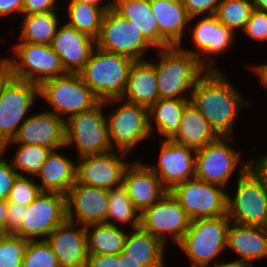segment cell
I'll return each mask as SVG.
<instances>
[{
    "mask_svg": "<svg viewBox=\"0 0 267 267\" xmlns=\"http://www.w3.org/2000/svg\"><path fill=\"white\" fill-rule=\"evenodd\" d=\"M7 206H8L7 200L0 198V234H5Z\"/></svg>",
    "mask_w": 267,
    "mask_h": 267,
    "instance_id": "cell-52",
    "label": "cell"
},
{
    "mask_svg": "<svg viewBox=\"0 0 267 267\" xmlns=\"http://www.w3.org/2000/svg\"><path fill=\"white\" fill-rule=\"evenodd\" d=\"M191 219L169 191L140 215V228L165 244L177 245L190 226Z\"/></svg>",
    "mask_w": 267,
    "mask_h": 267,
    "instance_id": "cell-13",
    "label": "cell"
},
{
    "mask_svg": "<svg viewBox=\"0 0 267 267\" xmlns=\"http://www.w3.org/2000/svg\"><path fill=\"white\" fill-rule=\"evenodd\" d=\"M248 169L261 182V185L267 194V153L261 154L256 158H249Z\"/></svg>",
    "mask_w": 267,
    "mask_h": 267,
    "instance_id": "cell-46",
    "label": "cell"
},
{
    "mask_svg": "<svg viewBox=\"0 0 267 267\" xmlns=\"http://www.w3.org/2000/svg\"><path fill=\"white\" fill-rule=\"evenodd\" d=\"M232 138L219 137L196 150V178L225 188L237 167L240 170H248L249 160L244 159L240 151L233 149Z\"/></svg>",
    "mask_w": 267,
    "mask_h": 267,
    "instance_id": "cell-8",
    "label": "cell"
},
{
    "mask_svg": "<svg viewBox=\"0 0 267 267\" xmlns=\"http://www.w3.org/2000/svg\"><path fill=\"white\" fill-rule=\"evenodd\" d=\"M116 103H120V105L106 113L110 143L114 150L130 154V152H134L133 150L138 144L152 139L148 108L124 101L121 98L106 100L105 106H112Z\"/></svg>",
    "mask_w": 267,
    "mask_h": 267,
    "instance_id": "cell-5",
    "label": "cell"
},
{
    "mask_svg": "<svg viewBox=\"0 0 267 267\" xmlns=\"http://www.w3.org/2000/svg\"><path fill=\"white\" fill-rule=\"evenodd\" d=\"M96 47L125 55L134 61L146 60L143 56L153 48L139 30L112 7L104 15Z\"/></svg>",
    "mask_w": 267,
    "mask_h": 267,
    "instance_id": "cell-12",
    "label": "cell"
},
{
    "mask_svg": "<svg viewBox=\"0 0 267 267\" xmlns=\"http://www.w3.org/2000/svg\"><path fill=\"white\" fill-rule=\"evenodd\" d=\"M111 7L139 30L154 51L158 49V22L150 0H111Z\"/></svg>",
    "mask_w": 267,
    "mask_h": 267,
    "instance_id": "cell-30",
    "label": "cell"
},
{
    "mask_svg": "<svg viewBox=\"0 0 267 267\" xmlns=\"http://www.w3.org/2000/svg\"><path fill=\"white\" fill-rule=\"evenodd\" d=\"M122 100L149 108L159 97L155 67L148 60L134 61Z\"/></svg>",
    "mask_w": 267,
    "mask_h": 267,
    "instance_id": "cell-27",
    "label": "cell"
},
{
    "mask_svg": "<svg viewBox=\"0 0 267 267\" xmlns=\"http://www.w3.org/2000/svg\"><path fill=\"white\" fill-rule=\"evenodd\" d=\"M37 96L39 86L25 80L13 77L5 86L0 96V148L16 137Z\"/></svg>",
    "mask_w": 267,
    "mask_h": 267,
    "instance_id": "cell-11",
    "label": "cell"
},
{
    "mask_svg": "<svg viewBox=\"0 0 267 267\" xmlns=\"http://www.w3.org/2000/svg\"><path fill=\"white\" fill-rule=\"evenodd\" d=\"M60 267H85L88 251L85 226L66 220L47 237Z\"/></svg>",
    "mask_w": 267,
    "mask_h": 267,
    "instance_id": "cell-21",
    "label": "cell"
},
{
    "mask_svg": "<svg viewBox=\"0 0 267 267\" xmlns=\"http://www.w3.org/2000/svg\"><path fill=\"white\" fill-rule=\"evenodd\" d=\"M190 99L160 98L148 108L149 129L170 140L178 131L185 105ZM154 132V133H153Z\"/></svg>",
    "mask_w": 267,
    "mask_h": 267,
    "instance_id": "cell-31",
    "label": "cell"
},
{
    "mask_svg": "<svg viewBox=\"0 0 267 267\" xmlns=\"http://www.w3.org/2000/svg\"><path fill=\"white\" fill-rule=\"evenodd\" d=\"M13 144L40 145L51 150L65 148V121L47 109L33 113L21 125L16 137L5 143L1 150L8 152Z\"/></svg>",
    "mask_w": 267,
    "mask_h": 267,
    "instance_id": "cell-18",
    "label": "cell"
},
{
    "mask_svg": "<svg viewBox=\"0 0 267 267\" xmlns=\"http://www.w3.org/2000/svg\"><path fill=\"white\" fill-rule=\"evenodd\" d=\"M190 17L214 15L221 0H181Z\"/></svg>",
    "mask_w": 267,
    "mask_h": 267,
    "instance_id": "cell-43",
    "label": "cell"
},
{
    "mask_svg": "<svg viewBox=\"0 0 267 267\" xmlns=\"http://www.w3.org/2000/svg\"><path fill=\"white\" fill-rule=\"evenodd\" d=\"M230 223L227 215L191 220L188 230L176 245L181 253L187 255L190 267H216L220 263L217 258H222V252L227 250Z\"/></svg>",
    "mask_w": 267,
    "mask_h": 267,
    "instance_id": "cell-3",
    "label": "cell"
},
{
    "mask_svg": "<svg viewBox=\"0 0 267 267\" xmlns=\"http://www.w3.org/2000/svg\"><path fill=\"white\" fill-rule=\"evenodd\" d=\"M39 96L51 105L52 109L47 111L64 121L92 109L100 102L79 73H66L44 81L39 86Z\"/></svg>",
    "mask_w": 267,
    "mask_h": 267,
    "instance_id": "cell-7",
    "label": "cell"
},
{
    "mask_svg": "<svg viewBox=\"0 0 267 267\" xmlns=\"http://www.w3.org/2000/svg\"><path fill=\"white\" fill-rule=\"evenodd\" d=\"M122 185L140 213L169 192L157 175L144 162L137 160L126 167Z\"/></svg>",
    "mask_w": 267,
    "mask_h": 267,
    "instance_id": "cell-23",
    "label": "cell"
},
{
    "mask_svg": "<svg viewBox=\"0 0 267 267\" xmlns=\"http://www.w3.org/2000/svg\"><path fill=\"white\" fill-rule=\"evenodd\" d=\"M252 68V69H251ZM251 71L256 72L255 75H258L260 84L267 89V63H262L250 67Z\"/></svg>",
    "mask_w": 267,
    "mask_h": 267,
    "instance_id": "cell-50",
    "label": "cell"
},
{
    "mask_svg": "<svg viewBox=\"0 0 267 267\" xmlns=\"http://www.w3.org/2000/svg\"><path fill=\"white\" fill-rule=\"evenodd\" d=\"M105 101L65 121L66 147L75 146L77 158L113 151L109 139Z\"/></svg>",
    "mask_w": 267,
    "mask_h": 267,
    "instance_id": "cell-6",
    "label": "cell"
},
{
    "mask_svg": "<svg viewBox=\"0 0 267 267\" xmlns=\"http://www.w3.org/2000/svg\"><path fill=\"white\" fill-rule=\"evenodd\" d=\"M253 10V0H221L214 15L237 34V29L244 30Z\"/></svg>",
    "mask_w": 267,
    "mask_h": 267,
    "instance_id": "cell-37",
    "label": "cell"
},
{
    "mask_svg": "<svg viewBox=\"0 0 267 267\" xmlns=\"http://www.w3.org/2000/svg\"><path fill=\"white\" fill-rule=\"evenodd\" d=\"M23 21L19 31V42L50 45L61 25L55 12L22 15Z\"/></svg>",
    "mask_w": 267,
    "mask_h": 267,
    "instance_id": "cell-32",
    "label": "cell"
},
{
    "mask_svg": "<svg viewBox=\"0 0 267 267\" xmlns=\"http://www.w3.org/2000/svg\"><path fill=\"white\" fill-rule=\"evenodd\" d=\"M85 267H120L119 254H88Z\"/></svg>",
    "mask_w": 267,
    "mask_h": 267,
    "instance_id": "cell-47",
    "label": "cell"
},
{
    "mask_svg": "<svg viewBox=\"0 0 267 267\" xmlns=\"http://www.w3.org/2000/svg\"><path fill=\"white\" fill-rule=\"evenodd\" d=\"M26 210V206L8 202L5 234H15L21 228Z\"/></svg>",
    "mask_w": 267,
    "mask_h": 267,
    "instance_id": "cell-44",
    "label": "cell"
},
{
    "mask_svg": "<svg viewBox=\"0 0 267 267\" xmlns=\"http://www.w3.org/2000/svg\"><path fill=\"white\" fill-rule=\"evenodd\" d=\"M223 72L207 70L196 82L190 101L220 137H233L239 112L252 103L244 99Z\"/></svg>",
    "mask_w": 267,
    "mask_h": 267,
    "instance_id": "cell-1",
    "label": "cell"
},
{
    "mask_svg": "<svg viewBox=\"0 0 267 267\" xmlns=\"http://www.w3.org/2000/svg\"><path fill=\"white\" fill-rule=\"evenodd\" d=\"M226 249L240 256L239 260L255 263L267 259V227L229 224Z\"/></svg>",
    "mask_w": 267,
    "mask_h": 267,
    "instance_id": "cell-26",
    "label": "cell"
},
{
    "mask_svg": "<svg viewBox=\"0 0 267 267\" xmlns=\"http://www.w3.org/2000/svg\"><path fill=\"white\" fill-rule=\"evenodd\" d=\"M6 151L0 149V198L7 200L14 181L19 176L10 160L5 159Z\"/></svg>",
    "mask_w": 267,
    "mask_h": 267,
    "instance_id": "cell-42",
    "label": "cell"
},
{
    "mask_svg": "<svg viewBox=\"0 0 267 267\" xmlns=\"http://www.w3.org/2000/svg\"><path fill=\"white\" fill-rule=\"evenodd\" d=\"M68 7L62 8L67 11L68 22L65 24L97 39L101 30L102 21L106 11L111 6H96L81 2H68Z\"/></svg>",
    "mask_w": 267,
    "mask_h": 267,
    "instance_id": "cell-34",
    "label": "cell"
},
{
    "mask_svg": "<svg viewBox=\"0 0 267 267\" xmlns=\"http://www.w3.org/2000/svg\"><path fill=\"white\" fill-rule=\"evenodd\" d=\"M108 192L76 180L66 195L67 220L83 226L106 223Z\"/></svg>",
    "mask_w": 267,
    "mask_h": 267,
    "instance_id": "cell-20",
    "label": "cell"
},
{
    "mask_svg": "<svg viewBox=\"0 0 267 267\" xmlns=\"http://www.w3.org/2000/svg\"><path fill=\"white\" fill-rule=\"evenodd\" d=\"M16 235L29 241L46 240L48 235L67 220L66 196L41 192L27 207Z\"/></svg>",
    "mask_w": 267,
    "mask_h": 267,
    "instance_id": "cell-15",
    "label": "cell"
},
{
    "mask_svg": "<svg viewBox=\"0 0 267 267\" xmlns=\"http://www.w3.org/2000/svg\"><path fill=\"white\" fill-rule=\"evenodd\" d=\"M194 16L190 18V22L197 20L195 26L191 28L190 36L192 37L194 49H189L180 45V47L198 57L200 63L207 70H220L217 65L213 64V56L226 53L231 46L235 44L236 35L231 29L219 22L215 15ZM198 18V19H197ZM212 55V57H211Z\"/></svg>",
    "mask_w": 267,
    "mask_h": 267,
    "instance_id": "cell-16",
    "label": "cell"
},
{
    "mask_svg": "<svg viewBox=\"0 0 267 267\" xmlns=\"http://www.w3.org/2000/svg\"><path fill=\"white\" fill-rule=\"evenodd\" d=\"M88 254H119L123 252L126 229L106 223L85 226Z\"/></svg>",
    "mask_w": 267,
    "mask_h": 267,
    "instance_id": "cell-33",
    "label": "cell"
},
{
    "mask_svg": "<svg viewBox=\"0 0 267 267\" xmlns=\"http://www.w3.org/2000/svg\"><path fill=\"white\" fill-rule=\"evenodd\" d=\"M35 177L18 176L10 190L7 202L28 207L41 193Z\"/></svg>",
    "mask_w": 267,
    "mask_h": 267,
    "instance_id": "cell-40",
    "label": "cell"
},
{
    "mask_svg": "<svg viewBox=\"0 0 267 267\" xmlns=\"http://www.w3.org/2000/svg\"><path fill=\"white\" fill-rule=\"evenodd\" d=\"M59 150L63 148L51 150L36 176L40 178L35 179L40 180L37 183L41 192H56L66 196L76 182L77 162Z\"/></svg>",
    "mask_w": 267,
    "mask_h": 267,
    "instance_id": "cell-25",
    "label": "cell"
},
{
    "mask_svg": "<svg viewBox=\"0 0 267 267\" xmlns=\"http://www.w3.org/2000/svg\"><path fill=\"white\" fill-rule=\"evenodd\" d=\"M170 192L191 220L227 215V192L221 186L194 177Z\"/></svg>",
    "mask_w": 267,
    "mask_h": 267,
    "instance_id": "cell-14",
    "label": "cell"
},
{
    "mask_svg": "<svg viewBox=\"0 0 267 267\" xmlns=\"http://www.w3.org/2000/svg\"><path fill=\"white\" fill-rule=\"evenodd\" d=\"M254 9L267 13V0H253Z\"/></svg>",
    "mask_w": 267,
    "mask_h": 267,
    "instance_id": "cell-55",
    "label": "cell"
},
{
    "mask_svg": "<svg viewBox=\"0 0 267 267\" xmlns=\"http://www.w3.org/2000/svg\"><path fill=\"white\" fill-rule=\"evenodd\" d=\"M129 153L113 150L105 154L77 158L76 180L97 188L111 190L123 183V175L131 161L124 158Z\"/></svg>",
    "mask_w": 267,
    "mask_h": 267,
    "instance_id": "cell-17",
    "label": "cell"
},
{
    "mask_svg": "<svg viewBox=\"0 0 267 267\" xmlns=\"http://www.w3.org/2000/svg\"><path fill=\"white\" fill-rule=\"evenodd\" d=\"M166 246L161 239L137 228L127 233L123 252L143 267H166Z\"/></svg>",
    "mask_w": 267,
    "mask_h": 267,
    "instance_id": "cell-29",
    "label": "cell"
},
{
    "mask_svg": "<svg viewBox=\"0 0 267 267\" xmlns=\"http://www.w3.org/2000/svg\"><path fill=\"white\" fill-rule=\"evenodd\" d=\"M5 58L2 56L1 58H0V63L4 60Z\"/></svg>",
    "mask_w": 267,
    "mask_h": 267,
    "instance_id": "cell-56",
    "label": "cell"
},
{
    "mask_svg": "<svg viewBox=\"0 0 267 267\" xmlns=\"http://www.w3.org/2000/svg\"><path fill=\"white\" fill-rule=\"evenodd\" d=\"M236 182V193L232 195L227 192V216L230 221L267 227V194L261 182L249 169L239 170Z\"/></svg>",
    "mask_w": 267,
    "mask_h": 267,
    "instance_id": "cell-10",
    "label": "cell"
},
{
    "mask_svg": "<svg viewBox=\"0 0 267 267\" xmlns=\"http://www.w3.org/2000/svg\"><path fill=\"white\" fill-rule=\"evenodd\" d=\"M56 2L58 0H24L23 15L58 11L61 7Z\"/></svg>",
    "mask_w": 267,
    "mask_h": 267,
    "instance_id": "cell-45",
    "label": "cell"
},
{
    "mask_svg": "<svg viewBox=\"0 0 267 267\" xmlns=\"http://www.w3.org/2000/svg\"><path fill=\"white\" fill-rule=\"evenodd\" d=\"M134 60L95 47L79 72L83 81L100 101L120 98L124 93L129 70Z\"/></svg>",
    "mask_w": 267,
    "mask_h": 267,
    "instance_id": "cell-4",
    "label": "cell"
},
{
    "mask_svg": "<svg viewBox=\"0 0 267 267\" xmlns=\"http://www.w3.org/2000/svg\"><path fill=\"white\" fill-rule=\"evenodd\" d=\"M244 35L259 42L267 41V13L254 9L244 30Z\"/></svg>",
    "mask_w": 267,
    "mask_h": 267,
    "instance_id": "cell-41",
    "label": "cell"
},
{
    "mask_svg": "<svg viewBox=\"0 0 267 267\" xmlns=\"http://www.w3.org/2000/svg\"><path fill=\"white\" fill-rule=\"evenodd\" d=\"M140 215L123 185L109 190L106 224L116 227L127 224L131 230L137 229L140 228Z\"/></svg>",
    "mask_w": 267,
    "mask_h": 267,
    "instance_id": "cell-35",
    "label": "cell"
},
{
    "mask_svg": "<svg viewBox=\"0 0 267 267\" xmlns=\"http://www.w3.org/2000/svg\"><path fill=\"white\" fill-rule=\"evenodd\" d=\"M158 162L146 165L157 175L163 186L171 191L176 185L195 177L196 149L161 140Z\"/></svg>",
    "mask_w": 267,
    "mask_h": 267,
    "instance_id": "cell-19",
    "label": "cell"
},
{
    "mask_svg": "<svg viewBox=\"0 0 267 267\" xmlns=\"http://www.w3.org/2000/svg\"><path fill=\"white\" fill-rule=\"evenodd\" d=\"M156 51L159 61L147 60L156 70L159 97L190 99L196 82L207 69L198 57L184 51L180 46H170Z\"/></svg>",
    "mask_w": 267,
    "mask_h": 267,
    "instance_id": "cell-2",
    "label": "cell"
},
{
    "mask_svg": "<svg viewBox=\"0 0 267 267\" xmlns=\"http://www.w3.org/2000/svg\"><path fill=\"white\" fill-rule=\"evenodd\" d=\"M21 267H60L57 257L46 240L29 241Z\"/></svg>",
    "mask_w": 267,
    "mask_h": 267,
    "instance_id": "cell-39",
    "label": "cell"
},
{
    "mask_svg": "<svg viewBox=\"0 0 267 267\" xmlns=\"http://www.w3.org/2000/svg\"><path fill=\"white\" fill-rule=\"evenodd\" d=\"M120 267H143L138 261L128 258L124 252L119 253Z\"/></svg>",
    "mask_w": 267,
    "mask_h": 267,
    "instance_id": "cell-53",
    "label": "cell"
},
{
    "mask_svg": "<svg viewBox=\"0 0 267 267\" xmlns=\"http://www.w3.org/2000/svg\"><path fill=\"white\" fill-rule=\"evenodd\" d=\"M50 45L59 55L67 73H79L95 49L96 40L63 23Z\"/></svg>",
    "mask_w": 267,
    "mask_h": 267,
    "instance_id": "cell-24",
    "label": "cell"
},
{
    "mask_svg": "<svg viewBox=\"0 0 267 267\" xmlns=\"http://www.w3.org/2000/svg\"><path fill=\"white\" fill-rule=\"evenodd\" d=\"M12 78H13V73L11 66L9 62L6 59H4L0 63V96L2 95L5 86Z\"/></svg>",
    "mask_w": 267,
    "mask_h": 267,
    "instance_id": "cell-49",
    "label": "cell"
},
{
    "mask_svg": "<svg viewBox=\"0 0 267 267\" xmlns=\"http://www.w3.org/2000/svg\"><path fill=\"white\" fill-rule=\"evenodd\" d=\"M14 56L5 57L9 62L13 77L40 86L44 81L65 75L59 55L51 45L16 43Z\"/></svg>",
    "mask_w": 267,
    "mask_h": 267,
    "instance_id": "cell-9",
    "label": "cell"
},
{
    "mask_svg": "<svg viewBox=\"0 0 267 267\" xmlns=\"http://www.w3.org/2000/svg\"><path fill=\"white\" fill-rule=\"evenodd\" d=\"M23 3L24 0H0V17L12 13L23 15Z\"/></svg>",
    "mask_w": 267,
    "mask_h": 267,
    "instance_id": "cell-48",
    "label": "cell"
},
{
    "mask_svg": "<svg viewBox=\"0 0 267 267\" xmlns=\"http://www.w3.org/2000/svg\"><path fill=\"white\" fill-rule=\"evenodd\" d=\"M28 242L16 234H0V267H21Z\"/></svg>",
    "mask_w": 267,
    "mask_h": 267,
    "instance_id": "cell-38",
    "label": "cell"
},
{
    "mask_svg": "<svg viewBox=\"0 0 267 267\" xmlns=\"http://www.w3.org/2000/svg\"><path fill=\"white\" fill-rule=\"evenodd\" d=\"M15 155L10 160L19 176L35 177L40 172L43 163L51 149L40 145L14 144Z\"/></svg>",
    "mask_w": 267,
    "mask_h": 267,
    "instance_id": "cell-36",
    "label": "cell"
},
{
    "mask_svg": "<svg viewBox=\"0 0 267 267\" xmlns=\"http://www.w3.org/2000/svg\"><path fill=\"white\" fill-rule=\"evenodd\" d=\"M68 2H81V3L96 5V6H111V1L103 3V0H69Z\"/></svg>",
    "mask_w": 267,
    "mask_h": 267,
    "instance_id": "cell-54",
    "label": "cell"
},
{
    "mask_svg": "<svg viewBox=\"0 0 267 267\" xmlns=\"http://www.w3.org/2000/svg\"><path fill=\"white\" fill-rule=\"evenodd\" d=\"M254 263L253 262H249V261H245V260H239V259H235L232 261H221L216 267H253Z\"/></svg>",
    "mask_w": 267,
    "mask_h": 267,
    "instance_id": "cell-51",
    "label": "cell"
},
{
    "mask_svg": "<svg viewBox=\"0 0 267 267\" xmlns=\"http://www.w3.org/2000/svg\"><path fill=\"white\" fill-rule=\"evenodd\" d=\"M219 137L205 116L189 101L185 105L179 129L170 140L197 150Z\"/></svg>",
    "mask_w": 267,
    "mask_h": 267,
    "instance_id": "cell-28",
    "label": "cell"
},
{
    "mask_svg": "<svg viewBox=\"0 0 267 267\" xmlns=\"http://www.w3.org/2000/svg\"><path fill=\"white\" fill-rule=\"evenodd\" d=\"M150 6L158 22V49L184 44L183 37L192 22L182 1L150 0Z\"/></svg>",
    "mask_w": 267,
    "mask_h": 267,
    "instance_id": "cell-22",
    "label": "cell"
}]
</instances>
